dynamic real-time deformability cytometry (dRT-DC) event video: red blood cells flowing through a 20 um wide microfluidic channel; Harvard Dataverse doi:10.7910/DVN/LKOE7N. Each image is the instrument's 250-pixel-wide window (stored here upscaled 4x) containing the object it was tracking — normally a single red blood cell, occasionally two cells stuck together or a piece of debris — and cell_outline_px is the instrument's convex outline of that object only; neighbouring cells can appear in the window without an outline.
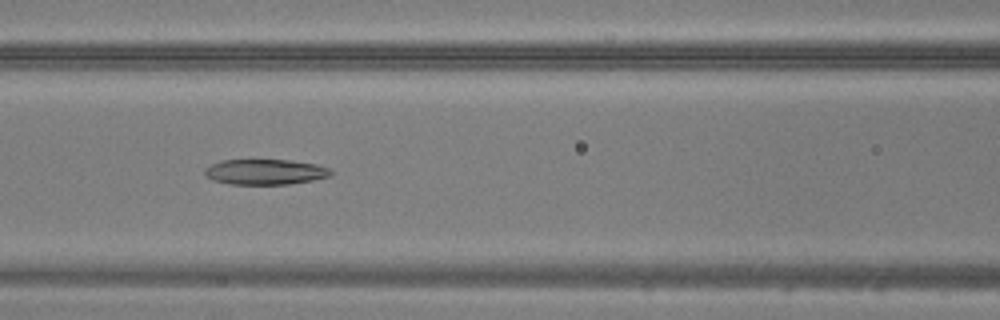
{"species": "common noctule bat (a hibernating species)", "species_latin": "Nyctalus noctula", "temperature_condition": "warm", "stored_images_in_passage": 33, "camera_frame_rate_fps": 3000, "um_per_image_px": 0.085, "animal": {"sex": "male", "body_mass_g": 20.5, "forearm_length_mm": 52.5}, "frame": {"image": 1, "passage_image": 7, "time_ms": 2.0, "image_size_px": [1000, 320], "cell_outline_px": [[332, 176], [312, 180], [288, 184], [232, 184], [212, 180], [204, 176], [204, 168], [212, 164], [224, 160], [288, 160], [316, 164], [328, 168], [332, 172]], "centroid_in_image_um": [22.52, 14.61], "position_along_channel_um": 144.1, "area_um2": 18.61}}
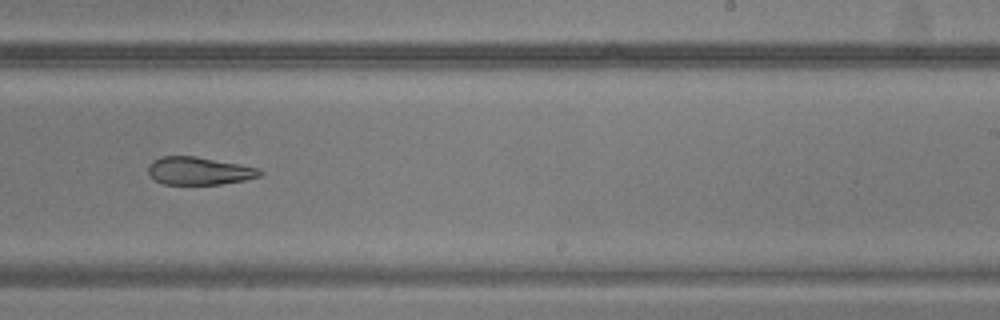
{"frame": {"image": 2, "passage_image": 16, "time_ms": 5.0, "image_size_px": [1000, 320], "cell_outline_px": [[264, 172], [260, 176], [244, 180], [220, 184], [164, 184], [156, 180], [148, 172], [148, 164], [152, 160], [160, 156], [196, 156], [240, 164], [260, 168]], "centroid_in_image_um": [16.93, 14.51], "position_along_channel_um": 272.1, "area_um2": 18.15}}
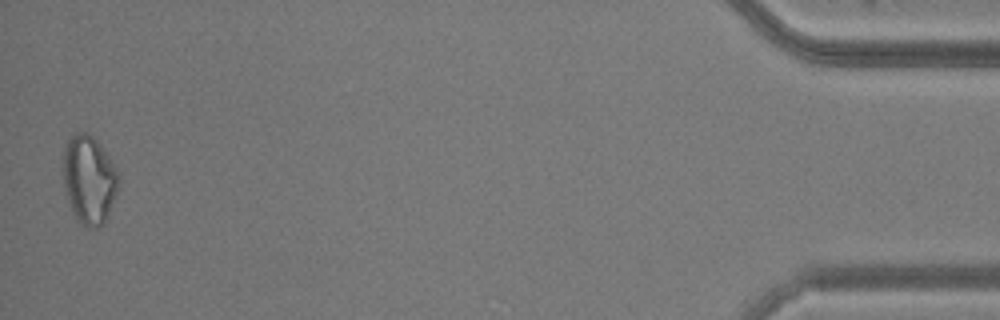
{"frame": {"image": 3, "passage_image": 33, "time_ms": 10.667, "image_size_px": [1000, 320], "cell_outline_px": [[120, 176], [116, 192], [104, 224], [96, 228], [88, 228], [80, 224], [76, 220], [68, 204], [64, 184], [64, 148], [68, 140], [76, 132], [88, 132], [96, 140], [108, 156], [116, 168]], "centroid_in_image_um": [7.56, 15.3], "position_along_channel_um": 427.6, "area_um2": 28.44}}